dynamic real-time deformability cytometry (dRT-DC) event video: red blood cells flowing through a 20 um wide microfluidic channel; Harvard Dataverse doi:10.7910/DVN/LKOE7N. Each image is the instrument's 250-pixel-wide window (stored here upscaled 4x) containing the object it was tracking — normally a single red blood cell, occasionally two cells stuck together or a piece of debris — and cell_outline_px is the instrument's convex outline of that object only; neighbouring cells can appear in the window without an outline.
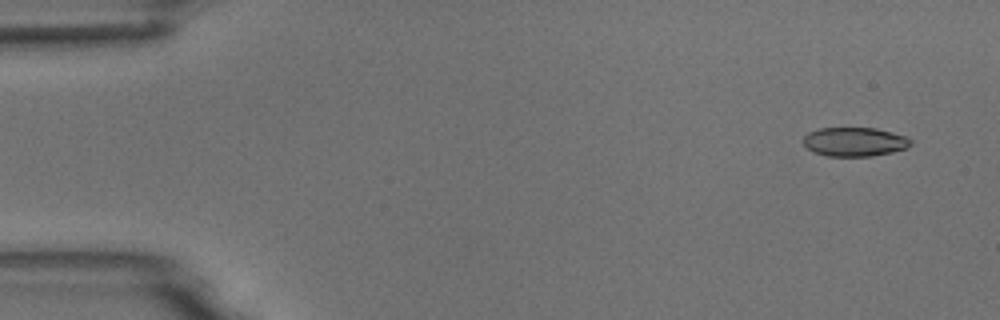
{"species": "common noctule bat (a hibernating species)", "species_latin": "Nyctalus noctula", "temperature_condition": "room temperature", "stored_images_in_passage": 4, "camera_frame_rate_fps": 3000, "um_per_image_px": 0.085, "animal": {"sex": "male", "body_mass_g": 18.8}, "frame": {"image": 1, "passage_image": 1, "time_ms": 0.0, "image_size_px": [1000, 320], "cell_outline_px": [[912, 144], [908, 148], [892, 152], [872, 156], [828, 156], [812, 152], [804, 144], [804, 136], [808, 132], [820, 128], [876, 128], [908, 136], [912, 140]], "centroid_in_image_um": [72.68, 12.05], "position_along_channel_um": 12.3, "area_um2": 18.32}}
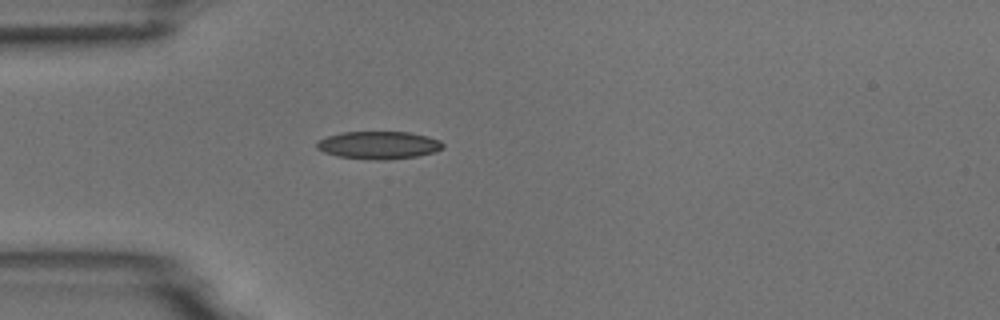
{"frame": {"image": 2, "passage_image": 4, "time_ms": 4.0, "image_size_px": [1000, 320], "cell_outline_px": [[444, 148], [436, 152], [416, 156], [384, 160], [376, 160], [336, 156], [324, 152], [316, 148], [316, 144], [320, 140], [328, 136], [344, 132], [408, 132], [428, 136], [440, 140], [444, 144]], "centroid_in_image_um": [32.22, 12.34], "position_along_channel_um": 52.8, "area_um2": 20.35}}